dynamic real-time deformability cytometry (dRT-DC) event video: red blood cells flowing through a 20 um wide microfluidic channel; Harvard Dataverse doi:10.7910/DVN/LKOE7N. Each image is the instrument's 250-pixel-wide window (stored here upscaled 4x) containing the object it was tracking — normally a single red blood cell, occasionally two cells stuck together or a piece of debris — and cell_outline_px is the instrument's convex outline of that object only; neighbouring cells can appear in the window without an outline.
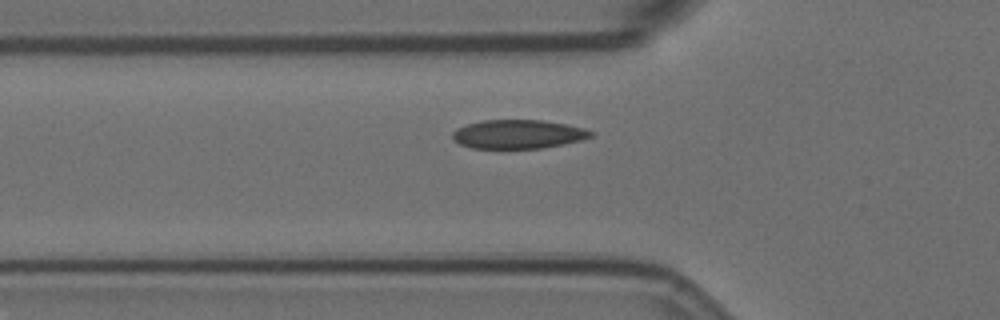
{"species": "Egyptian fruit bat (a non-hibernating species)", "species_latin": "Rousettus aegyptiacus", "temperature_condition": "room temperature", "stored_images_in_passage": 35, "camera_frame_rate_fps": 3000, "um_per_image_px": 0.085, "animal": {"sex": "female"}, "frame": {"image": 1, "passage_image": 2, "time_ms": 0.333, "image_size_px": [1000, 320], "cell_outline_px": [[596, 132], [592, 136], [580, 140], [564, 144], [540, 148], [472, 148], [460, 144], [452, 140], [452, 132], [456, 128], [468, 124], [484, 120], [540, 120], [564, 124], [584, 128]], "centroid_in_image_um": [44.02, 11.41], "position_along_channel_um": 81.8, "area_um2": 23.18}}
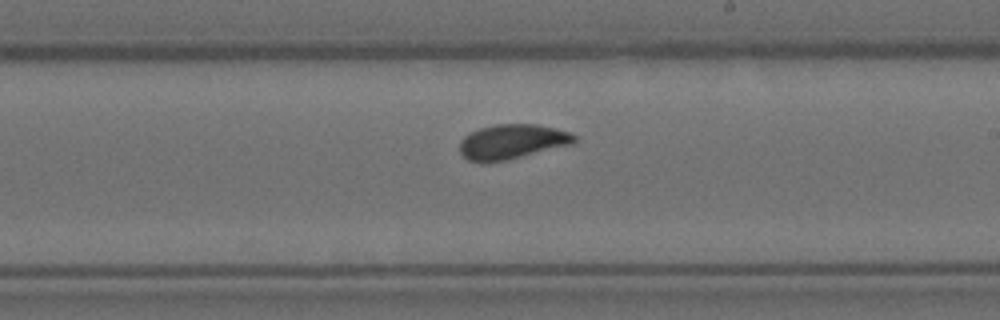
{"frame": {"image": 2, "passage_image": 16, "time_ms": 5.0, "image_size_px": [1000, 320], "cell_outline_px": [[576, 140], [572, 144], [508, 160], [484, 164], [468, 160], [460, 152], [460, 140], [464, 136], [480, 128], [496, 124], [536, 124], [556, 128], [572, 132], [576, 136]], "centroid_in_image_um": [43.53, 12.06], "position_along_channel_um": 245.5, "area_um2": 23.47}}
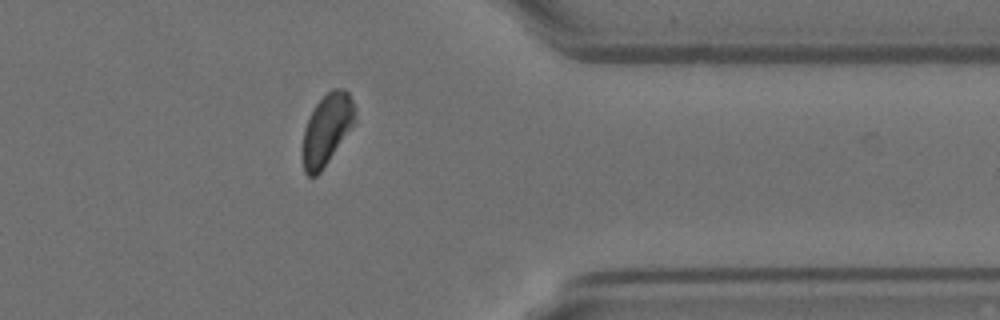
{"frame": {"image": 3, "passage_image": 29, "time_ms": 9.333, "image_size_px": [1000, 320], "cell_outline_px": [[356, 120], [320, 172], [316, 176], [308, 176], [304, 172], [300, 156], [300, 152], [304, 128], [308, 116], [316, 104], [332, 88], [344, 88], [348, 92], [356, 108]], "centroid_in_image_um": [27.73, 11.0], "position_along_channel_um": 383.7, "area_um2": 21.91}, "authors_computed_cell_mechanics": {"area_um2": 23.1778, "velocity_mm_per_s": 3.4883, "shape_relaxation_time_tau1_ms": 3.1294, "shape_relaxation_time_tau2_ms": 1.145, "deformation_change_tau1": 0.1193, "deformation_change_tau2": 0.0483}}